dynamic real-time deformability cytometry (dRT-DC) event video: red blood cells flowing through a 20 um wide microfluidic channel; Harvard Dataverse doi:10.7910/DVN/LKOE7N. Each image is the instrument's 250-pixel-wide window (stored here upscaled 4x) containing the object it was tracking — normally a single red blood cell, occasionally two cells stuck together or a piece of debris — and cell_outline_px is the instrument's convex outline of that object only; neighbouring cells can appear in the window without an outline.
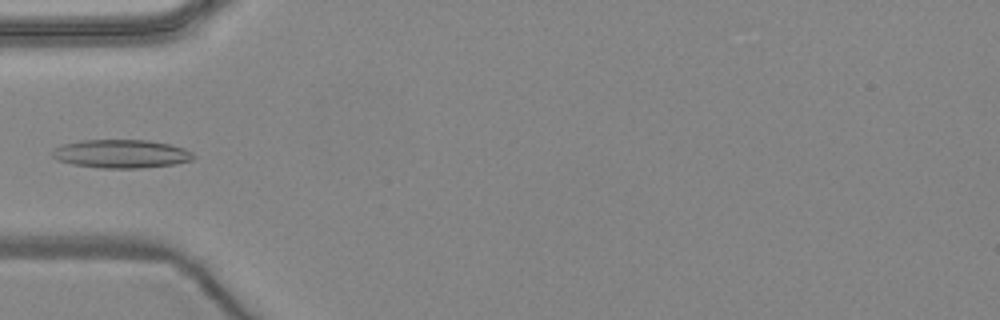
{"species": "common noctule bat (a hibernating species)", "species_latin": "Nyctalus noctula", "temperature_condition": "warm", "stored_images_in_passage": 6, "camera_frame_rate_fps": 3000, "um_per_image_px": 0.085, "animal": {"sex": "female", "body_mass_g": 24.6, "forearm_length_mm": 56.2}, "frame": {"image": 1, "passage_image": 5, "time_ms": 4.667, "image_size_px": [1000, 320], "cell_outline_px": [[196, 156], [192, 160], [172, 164], [140, 168], [100, 168], [72, 164], [56, 160], [52, 156], [52, 148], [64, 144], [80, 140], [148, 140], [168, 144], [184, 148], [192, 152]], "centroid_in_image_um": [10.27, 13.07], "position_along_channel_um": 74.7, "area_um2": 23.41}}
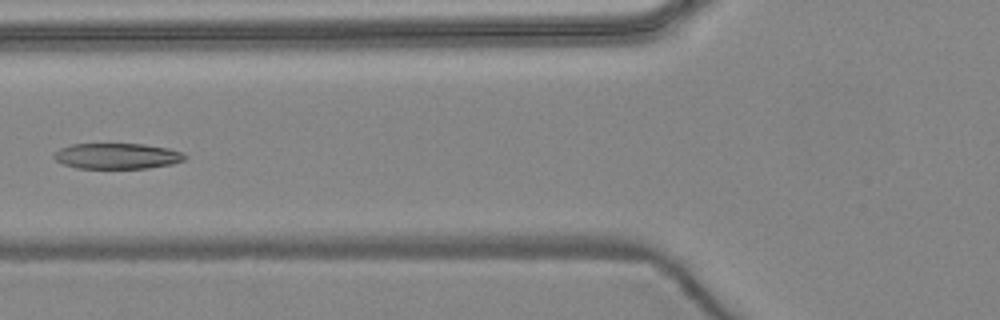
{"frame": {"image": 2, "passage_image": 6, "time_ms": 5.667, "image_size_px": [1000, 320], "cell_outline_px": [[188, 156], [184, 160], [172, 164], [148, 168], [76, 168], [64, 164], [56, 160], [52, 156], [60, 148], [72, 144], [144, 144], [168, 148], [184, 152]], "centroid_in_image_um": [9.99, 13.26], "position_along_channel_um": 115.8, "area_um2": 19.65}}